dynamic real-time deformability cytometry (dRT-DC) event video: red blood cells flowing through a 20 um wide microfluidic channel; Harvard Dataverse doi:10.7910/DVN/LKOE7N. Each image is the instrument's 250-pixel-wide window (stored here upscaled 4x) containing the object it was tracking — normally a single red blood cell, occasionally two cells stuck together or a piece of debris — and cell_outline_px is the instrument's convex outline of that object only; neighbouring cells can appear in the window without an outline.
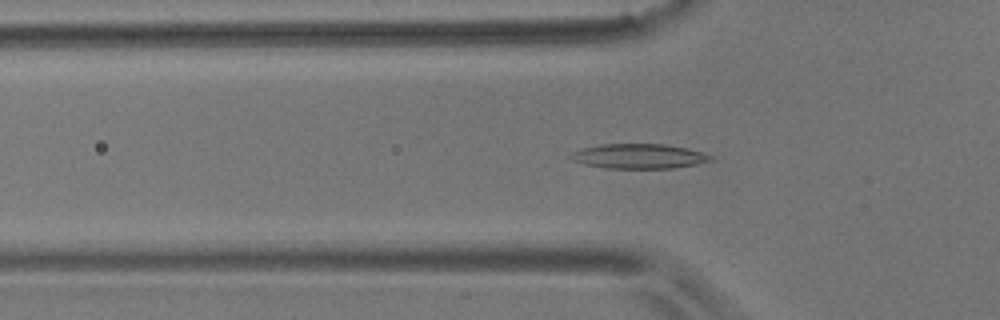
{"species": "common noctule bat (a hibernating species)", "species_latin": "Nyctalus noctula", "temperature_condition": "room temperature", "stored_images_in_passage": 42, "camera_frame_rate_fps": 3000, "um_per_image_px": 0.085, "animal": {"sex": "male", "body_mass_g": 17.9}, "frame": {"image": 1, "passage_image": 4, "time_ms": 1.0, "image_size_px": [1000, 320], "cell_outline_px": [[716, 160], [696, 164], [672, 168], [604, 168], [584, 164], [572, 160], [568, 156], [572, 152], [580, 148], [600, 144], [664, 144], [684, 148], [700, 152], [712, 156]], "centroid_in_image_um": [54.26, 13.28], "position_along_channel_um": 71.5, "area_um2": 20.17}}
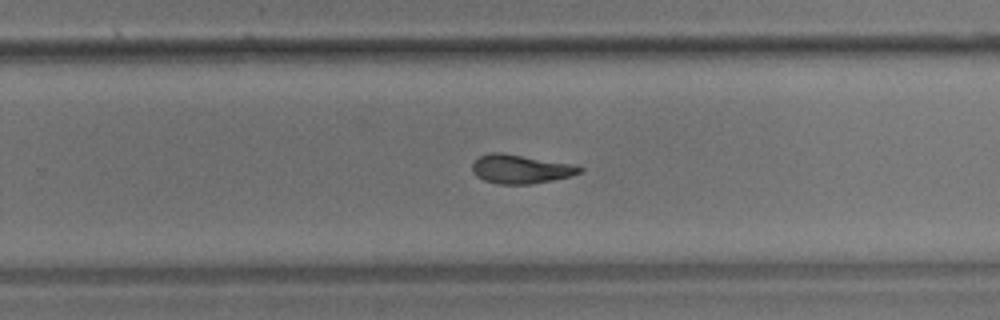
{"frame": {"image": 2, "passage_image": 22, "time_ms": 7.0, "image_size_px": [1000, 320], "cell_outline_px": [[584, 168], [580, 172], [572, 176], [532, 184], [500, 184], [484, 180], [476, 176], [472, 172], [472, 164], [480, 156], [488, 152], [504, 152], [572, 164]], "centroid_in_image_um": [44.23, 14.36], "position_along_channel_um": 285.6, "area_um2": 18.15}}
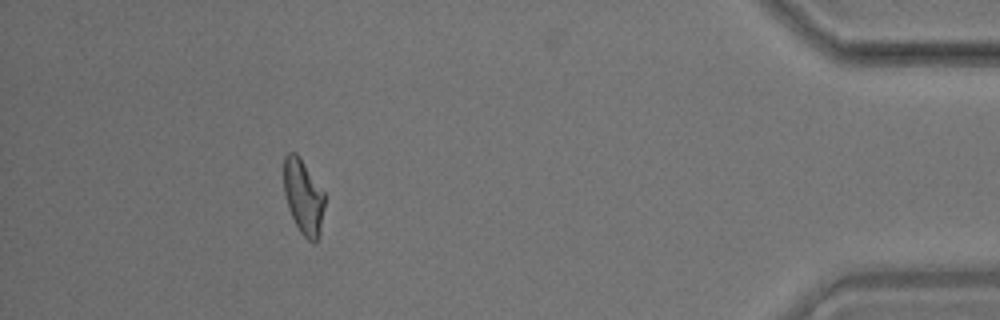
{"frame": {"image": 3, "passage_image": 37, "time_ms": 12.0, "image_size_px": [1000, 320], "cell_outline_px": [[324, 208], [320, 236], [316, 244], [312, 244], [300, 232], [288, 208], [284, 192], [284, 156], [288, 152], [296, 152], [300, 156], [324, 192]], "centroid_in_image_um": [25.8, 16.75], "position_along_channel_um": 409.4, "area_um2": 18.03}, "authors_computed_cell_mechanics": {"area_um2": 18.207, "velocity_mm_per_s": 3.5641, "shape_relaxation_time_tau1_ms": 8.6721, "shape_relaxation_time_tau2_ms": 4.3394, "deformation_change_tau1": 0.2102, "deformation_change_tau2": 0.1204}}